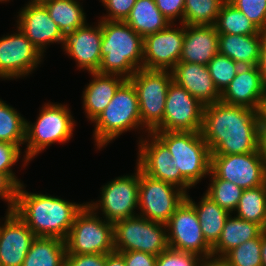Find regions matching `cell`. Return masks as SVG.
<instances>
[{
    "mask_svg": "<svg viewBox=\"0 0 266 266\" xmlns=\"http://www.w3.org/2000/svg\"><path fill=\"white\" fill-rule=\"evenodd\" d=\"M258 127L254 109L221 100L204 106L201 134L211 155L256 152Z\"/></svg>",
    "mask_w": 266,
    "mask_h": 266,
    "instance_id": "1",
    "label": "cell"
},
{
    "mask_svg": "<svg viewBox=\"0 0 266 266\" xmlns=\"http://www.w3.org/2000/svg\"><path fill=\"white\" fill-rule=\"evenodd\" d=\"M87 204L76 214L65 240L66 254H109L114 248V224Z\"/></svg>",
    "mask_w": 266,
    "mask_h": 266,
    "instance_id": "7",
    "label": "cell"
},
{
    "mask_svg": "<svg viewBox=\"0 0 266 266\" xmlns=\"http://www.w3.org/2000/svg\"><path fill=\"white\" fill-rule=\"evenodd\" d=\"M135 173L116 177L103 185L100 199L85 202L92 210H101L103 219L113 224L119 220L138 215L139 167ZM135 210V211H134Z\"/></svg>",
    "mask_w": 266,
    "mask_h": 266,
    "instance_id": "10",
    "label": "cell"
},
{
    "mask_svg": "<svg viewBox=\"0 0 266 266\" xmlns=\"http://www.w3.org/2000/svg\"><path fill=\"white\" fill-rule=\"evenodd\" d=\"M204 106L172 81L167 90L163 121L154 131H201Z\"/></svg>",
    "mask_w": 266,
    "mask_h": 266,
    "instance_id": "14",
    "label": "cell"
},
{
    "mask_svg": "<svg viewBox=\"0 0 266 266\" xmlns=\"http://www.w3.org/2000/svg\"><path fill=\"white\" fill-rule=\"evenodd\" d=\"M49 0H29L28 4H43Z\"/></svg>",
    "mask_w": 266,
    "mask_h": 266,
    "instance_id": "52",
    "label": "cell"
},
{
    "mask_svg": "<svg viewBox=\"0 0 266 266\" xmlns=\"http://www.w3.org/2000/svg\"><path fill=\"white\" fill-rule=\"evenodd\" d=\"M261 31L266 32V0H227Z\"/></svg>",
    "mask_w": 266,
    "mask_h": 266,
    "instance_id": "38",
    "label": "cell"
},
{
    "mask_svg": "<svg viewBox=\"0 0 266 266\" xmlns=\"http://www.w3.org/2000/svg\"><path fill=\"white\" fill-rule=\"evenodd\" d=\"M235 211L237 217L257 223L266 230V183L244 189Z\"/></svg>",
    "mask_w": 266,
    "mask_h": 266,
    "instance_id": "32",
    "label": "cell"
},
{
    "mask_svg": "<svg viewBox=\"0 0 266 266\" xmlns=\"http://www.w3.org/2000/svg\"><path fill=\"white\" fill-rule=\"evenodd\" d=\"M208 69L216 89L221 94L235 78L239 68L237 62L220 53L216 54L208 63Z\"/></svg>",
    "mask_w": 266,
    "mask_h": 266,
    "instance_id": "37",
    "label": "cell"
},
{
    "mask_svg": "<svg viewBox=\"0 0 266 266\" xmlns=\"http://www.w3.org/2000/svg\"><path fill=\"white\" fill-rule=\"evenodd\" d=\"M105 266H126L124 257L118 252L106 254Z\"/></svg>",
    "mask_w": 266,
    "mask_h": 266,
    "instance_id": "49",
    "label": "cell"
},
{
    "mask_svg": "<svg viewBox=\"0 0 266 266\" xmlns=\"http://www.w3.org/2000/svg\"><path fill=\"white\" fill-rule=\"evenodd\" d=\"M92 80L83 91V108L91 123L107 107L117 89L127 80L115 74L90 72Z\"/></svg>",
    "mask_w": 266,
    "mask_h": 266,
    "instance_id": "24",
    "label": "cell"
},
{
    "mask_svg": "<svg viewBox=\"0 0 266 266\" xmlns=\"http://www.w3.org/2000/svg\"><path fill=\"white\" fill-rule=\"evenodd\" d=\"M257 151L266 159V127H258Z\"/></svg>",
    "mask_w": 266,
    "mask_h": 266,
    "instance_id": "48",
    "label": "cell"
},
{
    "mask_svg": "<svg viewBox=\"0 0 266 266\" xmlns=\"http://www.w3.org/2000/svg\"><path fill=\"white\" fill-rule=\"evenodd\" d=\"M230 266H262L261 237L247 240L223 256Z\"/></svg>",
    "mask_w": 266,
    "mask_h": 266,
    "instance_id": "36",
    "label": "cell"
},
{
    "mask_svg": "<svg viewBox=\"0 0 266 266\" xmlns=\"http://www.w3.org/2000/svg\"><path fill=\"white\" fill-rule=\"evenodd\" d=\"M256 112L258 118V126L266 127V93L260 100Z\"/></svg>",
    "mask_w": 266,
    "mask_h": 266,
    "instance_id": "50",
    "label": "cell"
},
{
    "mask_svg": "<svg viewBox=\"0 0 266 266\" xmlns=\"http://www.w3.org/2000/svg\"><path fill=\"white\" fill-rule=\"evenodd\" d=\"M19 186L13 211L36 237L66 240L76 214L86 203L78 204L49 194L30 193Z\"/></svg>",
    "mask_w": 266,
    "mask_h": 266,
    "instance_id": "2",
    "label": "cell"
},
{
    "mask_svg": "<svg viewBox=\"0 0 266 266\" xmlns=\"http://www.w3.org/2000/svg\"><path fill=\"white\" fill-rule=\"evenodd\" d=\"M4 219L2 225L0 222L1 264L22 266L36 236L14 211H7Z\"/></svg>",
    "mask_w": 266,
    "mask_h": 266,
    "instance_id": "20",
    "label": "cell"
},
{
    "mask_svg": "<svg viewBox=\"0 0 266 266\" xmlns=\"http://www.w3.org/2000/svg\"><path fill=\"white\" fill-rule=\"evenodd\" d=\"M124 257L126 266H156L157 256L142 251L118 252Z\"/></svg>",
    "mask_w": 266,
    "mask_h": 266,
    "instance_id": "45",
    "label": "cell"
},
{
    "mask_svg": "<svg viewBox=\"0 0 266 266\" xmlns=\"http://www.w3.org/2000/svg\"><path fill=\"white\" fill-rule=\"evenodd\" d=\"M137 0H100L107 14L100 20L125 21Z\"/></svg>",
    "mask_w": 266,
    "mask_h": 266,
    "instance_id": "41",
    "label": "cell"
},
{
    "mask_svg": "<svg viewBox=\"0 0 266 266\" xmlns=\"http://www.w3.org/2000/svg\"><path fill=\"white\" fill-rule=\"evenodd\" d=\"M201 257L171 248L157 256L156 266H199Z\"/></svg>",
    "mask_w": 266,
    "mask_h": 266,
    "instance_id": "39",
    "label": "cell"
},
{
    "mask_svg": "<svg viewBox=\"0 0 266 266\" xmlns=\"http://www.w3.org/2000/svg\"><path fill=\"white\" fill-rule=\"evenodd\" d=\"M259 69L266 86V32H263V40L261 44V53H260V61H259Z\"/></svg>",
    "mask_w": 266,
    "mask_h": 266,
    "instance_id": "47",
    "label": "cell"
},
{
    "mask_svg": "<svg viewBox=\"0 0 266 266\" xmlns=\"http://www.w3.org/2000/svg\"><path fill=\"white\" fill-rule=\"evenodd\" d=\"M186 194L179 187L153 178L139 168L138 215L166 224Z\"/></svg>",
    "mask_w": 266,
    "mask_h": 266,
    "instance_id": "11",
    "label": "cell"
},
{
    "mask_svg": "<svg viewBox=\"0 0 266 266\" xmlns=\"http://www.w3.org/2000/svg\"><path fill=\"white\" fill-rule=\"evenodd\" d=\"M43 56L17 27L11 35L0 38V78L16 80L28 76L39 67Z\"/></svg>",
    "mask_w": 266,
    "mask_h": 266,
    "instance_id": "15",
    "label": "cell"
},
{
    "mask_svg": "<svg viewBox=\"0 0 266 266\" xmlns=\"http://www.w3.org/2000/svg\"><path fill=\"white\" fill-rule=\"evenodd\" d=\"M137 93L144 132L152 133L163 121L171 71L137 70L129 79Z\"/></svg>",
    "mask_w": 266,
    "mask_h": 266,
    "instance_id": "8",
    "label": "cell"
},
{
    "mask_svg": "<svg viewBox=\"0 0 266 266\" xmlns=\"http://www.w3.org/2000/svg\"><path fill=\"white\" fill-rule=\"evenodd\" d=\"M210 171L219 179L230 181L243 189L266 183V159L258 151L211 155Z\"/></svg>",
    "mask_w": 266,
    "mask_h": 266,
    "instance_id": "13",
    "label": "cell"
},
{
    "mask_svg": "<svg viewBox=\"0 0 266 266\" xmlns=\"http://www.w3.org/2000/svg\"><path fill=\"white\" fill-rule=\"evenodd\" d=\"M102 62L98 73L129 79L142 69L143 38L125 21L101 20Z\"/></svg>",
    "mask_w": 266,
    "mask_h": 266,
    "instance_id": "3",
    "label": "cell"
},
{
    "mask_svg": "<svg viewBox=\"0 0 266 266\" xmlns=\"http://www.w3.org/2000/svg\"><path fill=\"white\" fill-rule=\"evenodd\" d=\"M106 254H66L64 266H105Z\"/></svg>",
    "mask_w": 266,
    "mask_h": 266,
    "instance_id": "44",
    "label": "cell"
},
{
    "mask_svg": "<svg viewBox=\"0 0 266 266\" xmlns=\"http://www.w3.org/2000/svg\"><path fill=\"white\" fill-rule=\"evenodd\" d=\"M199 266H230L223 256L209 255L201 258Z\"/></svg>",
    "mask_w": 266,
    "mask_h": 266,
    "instance_id": "46",
    "label": "cell"
},
{
    "mask_svg": "<svg viewBox=\"0 0 266 266\" xmlns=\"http://www.w3.org/2000/svg\"><path fill=\"white\" fill-rule=\"evenodd\" d=\"M125 22L142 38L164 30L171 23L157 8L155 0H137Z\"/></svg>",
    "mask_w": 266,
    "mask_h": 266,
    "instance_id": "28",
    "label": "cell"
},
{
    "mask_svg": "<svg viewBox=\"0 0 266 266\" xmlns=\"http://www.w3.org/2000/svg\"><path fill=\"white\" fill-rule=\"evenodd\" d=\"M173 81L186 89L203 105L220 101L207 65L178 62L171 70Z\"/></svg>",
    "mask_w": 266,
    "mask_h": 266,
    "instance_id": "22",
    "label": "cell"
},
{
    "mask_svg": "<svg viewBox=\"0 0 266 266\" xmlns=\"http://www.w3.org/2000/svg\"><path fill=\"white\" fill-rule=\"evenodd\" d=\"M209 176L211 180L205 194L230 214L235 213L244 189L230 181L219 179L211 171Z\"/></svg>",
    "mask_w": 266,
    "mask_h": 266,
    "instance_id": "35",
    "label": "cell"
},
{
    "mask_svg": "<svg viewBox=\"0 0 266 266\" xmlns=\"http://www.w3.org/2000/svg\"><path fill=\"white\" fill-rule=\"evenodd\" d=\"M170 23L164 30L143 38L142 69L171 71L179 62L184 41L185 25Z\"/></svg>",
    "mask_w": 266,
    "mask_h": 266,
    "instance_id": "17",
    "label": "cell"
},
{
    "mask_svg": "<svg viewBox=\"0 0 266 266\" xmlns=\"http://www.w3.org/2000/svg\"><path fill=\"white\" fill-rule=\"evenodd\" d=\"M263 34H219V53L240 66H258Z\"/></svg>",
    "mask_w": 266,
    "mask_h": 266,
    "instance_id": "25",
    "label": "cell"
},
{
    "mask_svg": "<svg viewBox=\"0 0 266 266\" xmlns=\"http://www.w3.org/2000/svg\"><path fill=\"white\" fill-rule=\"evenodd\" d=\"M19 184L7 173L0 172V199L8 202L7 211H13Z\"/></svg>",
    "mask_w": 266,
    "mask_h": 266,
    "instance_id": "42",
    "label": "cell"
},
{
    "mask_svg": "<svg viewBox=\"0 0 266 266\" xmlns=\"http://www.w3.org/2000/svg\"><path fill=\"white\" fill-rule=\"evenodd\" d=\"M265 93L266 86L259 66H241L235 78L220 94V100L257 110Z\"/></svg>",
    "mask_w": 266,
    "mask_h": 266,
    "instance_id": "21",
    "label": "cell"
},
{
    "mask_svg": "<svg viewBox=\"0 0 266 266\" xmlns=\"http://www.w3.org/2000/svg\"><path fill=\"white\" fill-rule=\"evenodd\" d=\"M261 259L262 266H266V231L261 236Z\"/></svg>",
    "mask_w": 266,
    "mask_h": 266,
    "instance_id": "51",
    "label": "cell"
},
{
    "mask_svg": "<svg viewBox=\"0 0 266 266\" xmlns=\"http://www.w3.org/2000/svg\"><path fill=\"white\" fill-rule=\"evenodd\" d=\"M266 230L259 224L230 214L226 219L220 239L212 247V255L224 256L247 240L261 237Z\"/></svg>",
    "mask_w": 266,
    "mask_h": 266,
    "instance_id": "26",
    "label": "cell"
},
{
    "mask_svg": "<svg viewBox=\"0 0 266 266\" xmlns=\"http://www.w3.org/2000/svg\"><path fill=\"white\" fill-rule=\"evenodd\" d=\"M219 34L215 26L185 25L183 49L179 62L208 65L219 53Z\"/></svg>",
    "mask_w": 266,
    "mask_h": 266,
    "instance_id": "23",
    "label": "cell"
},
{
    "mask_svg": "<svg viewBox=\"0 0 266 266\" xmlns=\"http://www.w3.org/2000/svg\"><path fill=\"white\" fill-rule=\"evenodd\" d=\"M7 1H9V0H0L1 3L7 2Z\"/></svg>",
    "mask_w": 266,
    "mask_h": 266,
    "instance_id": "53",
    "label": "cell"
},
{
    "mask_svg": "<svg viewBox=\"0 0 266 266\" xmlns=\"http://www.w3.org/2000/svg\"><path fill=\"white\" fill-rule=\"evenodd\" d=\"M92 123H95V145L100 150L122 133L132 129H145L142 128L136 90L128 79L117 89L107 107Z\"/></svg>",
    "mask_w": 266,
    "mask_h": 266,
    "instance_id": "4",
    "label": "cell"
},
{
    "mask_svg": "<svg viewBox=\"0 0 266 266\" xmlns=\"http://www.w3.org/2000/svg\"><path fill=\"white\" fill-rule=\"evenodd\" d=\"M43 5L64 35L87 23L86 13L78 0H49Z\"/></svg>",
    "mask_w": 266,
    "mask_h": 266,
    "instance_id": "30",
    "label": "cell"
},
{
    "mask_svg": "<svg viewBox=\"0 0 266 266\" xmlns=\"http://www.w3.org/2000/svg\"><path fill=\"white\" fill-rule=\"evenodd\" d=\"M186 199L193 205L201 226V231L206 242L213 247L220 239L222 229L230 213L215 203L205 193L199 203H196L188 193Z\"/></svg>",
    "mask_w": 266,
    "mask_h": 266,
    "instance_id": "27",
    "label": "cell"
},
{
    "mask_svg": "<svg viewBox=\"0 0 266 266\" xmlns=\"http://www.w3.org/2000/svg\"><path fill=\"white\" fill-rule=\"evenodd\" d=\"M218 34L252 35L263 34L250 19L227 0L221 5L215 23Z\"/></svg>",
    "mask_w": 266,
    "mask_h": 266,
    "instance_id": "31",
    "label": "cell"
},
{
    "mask_svg": "<svg viewBox=\"0 0 266 266\" xmlns=\"http://www.w3.org/2000/svg\"><path fill=\"white\" fill-rule=\"evenodd\" d=\"M115 252L142 251L158 256L169 248L166 224L140 215L114 223Z\"/></svg>",
    "mask_w": 266,
    "mask_h": 266,
    "instance_id": "9",
    "label": "cell"
},
{
    "mask_svg": "<svg viewBox=\"0 0 266 266\" xmlns=\"http://www.w3.org/2000/svg\"><path fill=\"white\" fill-rule=\"evenodd\" d=\"M155 3L160 12L171 23L176 22L178 18L179 23H183L185 0H155Z\"/></svg>",
    "mask_w": 266,
    "mask_h": 266,
    "instance_id": "43",
    "label": "cell"
},
{
    "mask_svg": "<svg viewBox=\"0 0 266 266\" xmlns=\"http://www.w3.org/2000/svg\"><path fill=\"white\" fill-rule=\"evenodd\" d=\"M169 150L176 168L194 187L210 174L211 151L201 131H153ZM207 175V176H206Z\"/></svg>",
    "mask_w": 266,
    "mask_h": 266,
    "instance_id": "6",
    "label": "cell"
},
{
    "mask_svg": "<svg viewBox=\"0 0 266 266\" xmlns=\"http://www.w3.org/2000/svg\"><path fill=\"white\" fill-rule=\"evenodd\" d=\"M169 248L192 253L201 258L212 254L203 237L193 205L185 198L166 223Z\"/></svg>",
    "mask_w": 266,
    "mask_h": 266,
    "instance_id": "12",
    "label": "cell"
},
{
    "mask_svg": "<svg viewBox=\"0 0 266 266\" xmlns=\"http://www.w3.org/2000/svg\"><path fill=\"white\" fill-rule=\"evenodd\" d=\"M21 150L16 144L0 141V172L9 174L19 185L23 182L17 179L12 167L21 159Z\"/></svg>",
    "mask_w": 266,
    "mask_h": 266,
    "instance_id": "40",
    "label": "cell"
},
{
    "mask_svg": "<svg viewBox=\"0 0 266 266\" xmlns=\"http://www.w3.org/2000/svg\"><path fill=\"white\" fill-rule=\"evenodd\" d=\"M26 138V119L0 99V141L21 147Z\"/></svg>",
    "mask_w": 266,
    "mask_h": 266,
    "instance_id": "33",
    "label": "cell"
},
{
    "mask_svg": "<svg viewBox=\"0 0 266 266\" xmlns=\"http://www.w3.org/2000/svg\"><path fill=\"white\" fill-rule=\"evenodd\" d=\"M226 0H185L183 24L215 26L221 5Z\"/></svg>",
    "mask_w": 266,
    "mask_h": 266,
    "instance_id": "34",
    "label": "cell"
},
{
    "mask_svg": "<svg viewBox=\"0 0 266 266\" xmlns=\"http://www.w3.org/2000/svg\"><path fill=\"white\" fill-rule=\"evenodd\" d=\"M67 105L61 103H45L37 121L30 123L26 120V151L23 155V167L27 166L32 159L50 145L66 143L73 136L76 122Z\"/></svg>",
    "mask_w": 266,
    "mask_h": 266,
    "instance_id": "5",
    "label": "cell"
},
{
    "mask_svg": "<svg viewBox=\"0 0 266 266\" xmlns=\"http://www.w3.org/2000/svg\"><path fill=\"white\" fill-rule=\"evenodd\" d=\"M17 26L30 42L44 55L47 45L61 43L65 35L51 19L43 4H25L18 12Z\"/></svg>",
    "mask_w": 266,
    "mask_h": 266,
    "instance_id": "18",
    "label": "cell"
},
{
    "mask_svg": "<svg viewBox=\"0 0 266 266\" xmlns=\"http://www.w3.org/2000/svg\"><path fill=\"white\" fill-rule=\"evenodd\" d=\"M138 144L136 165L145 174L188 193L187 190L193 186L181 175L169 150L153 133H148L145 139L141 136Z\"/></svg>",
    "mask_w": 266,
    "mask_h": 266,
    "instance_id": "16",
    "label": "cell"
},
{
    "mask_svg": "<svg viewBox=\"0 0 266 266\" xmlns=\"http://www.w3.org/2000/svg\"><path fill=\"white\" fill-rule=\"evenodd\" d=\"M101 20L95 26H84L65 35L63 51L72 57L80 69L90 72H97L100 68L101 46H102Z\"/></svg>",
    "mask_w": 266,
    "mask_h": 266,
    "instance_id": "19",
    "label": "cell"
},
{
    "mask_svg": "<svg viewBox=\"0 0 266 266\" xmlns=\"http://www.w3.org/2000/svg\"><path fill=\"white\" fill-rule=\"evenodd\" d=\"M65 241L53 237H36L22 266H64Z\"/></svg>",
    "mask_w": 266,
    "mask_h": 266,
    "instance_id": "29",
    "label": "cell"
}]
</instances>
